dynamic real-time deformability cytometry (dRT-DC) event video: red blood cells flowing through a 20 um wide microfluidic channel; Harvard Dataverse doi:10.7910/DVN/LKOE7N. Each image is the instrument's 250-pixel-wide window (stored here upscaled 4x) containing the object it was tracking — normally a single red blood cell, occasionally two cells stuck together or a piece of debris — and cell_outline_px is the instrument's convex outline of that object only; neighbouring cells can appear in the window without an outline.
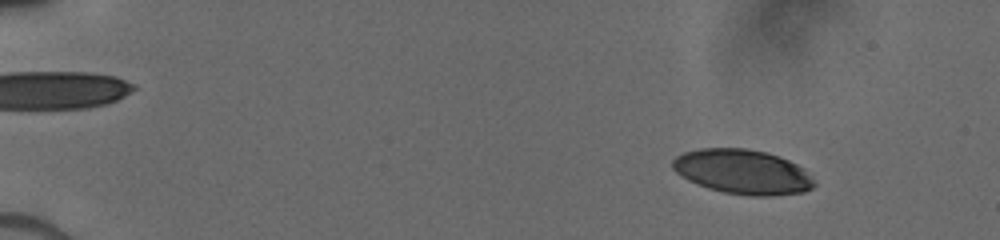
{"species": "human", "species_latin": "Homo sapiens", "temperature_condition": "cold", "stored_images_in_passage": 6, "camera_frame_rate_fps": 3000, "um_per_image_px": 0.085, "donor": {"sex": "male"}, "frame": {"image": 1, "passage_image": 3, "time_ms": 2.333, "image_size_px": [1000, 240], "cell_outline_px": [[816, 184], [812, 188], [804, 192], [772, 196], [752, 196], [724, 192], [708, 188], [688, 180], [676, 172], [672, 168], [672, 160], [676, 156], [684, 152], [700, 148], [744, 148], [764, 152], [780, 156], [804, 168]], "centroid_in_image_um": [63.13, 14.6], "position_along_channel_um": 21.9, "area_um2": 36.82}}
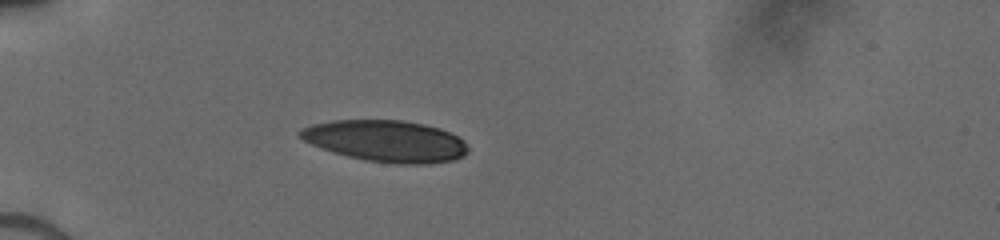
{"frame": {"image": 2, "passage_image": 6, "time_ms": 5.667, "image_size_px": [1000, 240], "cell_outline_px": [[468, 152], [464, 156], [452, 160], [424, 164], [396, 164], [368, 160], [348, 156], [332, 152], [320, 148], [304, 140], [296, 132], [312, 124], [332, 120], [400, 120], [424, 124], [440, 128], [464, 140], [468, 148]], "centroid_in_image_um": [32.81, 11.98], "position_along_channel_um": 52.2, "area_um2": 40.52}}